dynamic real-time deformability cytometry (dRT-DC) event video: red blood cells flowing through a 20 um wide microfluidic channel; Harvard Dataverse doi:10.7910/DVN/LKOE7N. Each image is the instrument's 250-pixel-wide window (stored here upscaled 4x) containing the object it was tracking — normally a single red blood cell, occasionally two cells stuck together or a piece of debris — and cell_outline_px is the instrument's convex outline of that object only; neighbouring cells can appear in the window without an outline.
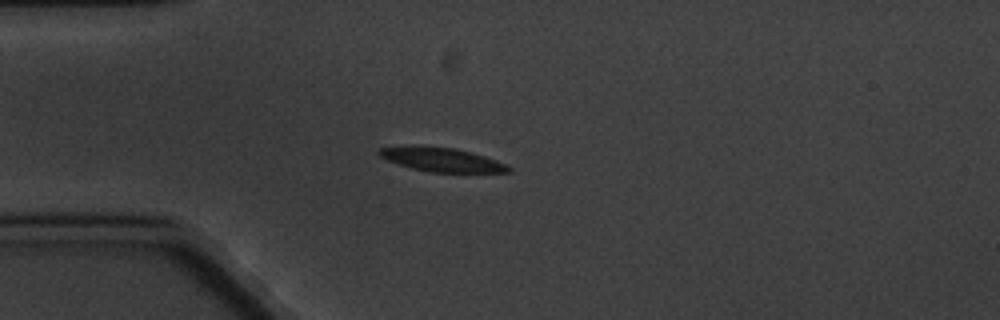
{"species": "common noctule bat (a hibernating species)", "species_latin": "Nyctalus noctula", "temperature_condition": "cold", "stored_images_in_passage": 5, "camera_frame_rate_fps": 3000, "um_per_image_px": 0.085, "animal": {"sex": "male", "body_mass_g": 20.1, "forearm_length_mm": 53.5}, "frame": {"image": 1, "passage_image": 2, "time_ms": 1.333, "image_size_px": [1000, 320], "cell_outline_px": [[512, 172], [432, 172], [412, 168], [388, 160], [380, 156], [376, 152], [380, 148], [416, 144], [452, 148], [484, 156], [496, 160], [512, 168]], "centroid_in_image_um": [37.5, 13.55], "position_along_channel_um": 47.5, "area_um2": 17.92}}
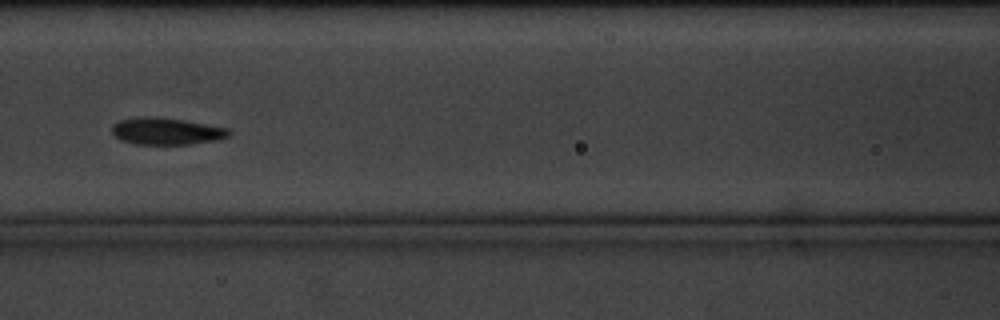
{"frame": {"image": 2, "passage_image": 5, "time_ms": 5.0, "image_size_px": [1000, 320], "cell_outline_px": [[228, 136], [216, 140], [192, 144], [136, 144], [120, 140], [112, 132], [112, 124], [120, 120], [140, 116], [148, 116], [184, 120], [228, 128]], "centroid_in_image_um": [14.1, 11.15], "position_along_channel_um": 152.5, "area_um2": 18.21}}